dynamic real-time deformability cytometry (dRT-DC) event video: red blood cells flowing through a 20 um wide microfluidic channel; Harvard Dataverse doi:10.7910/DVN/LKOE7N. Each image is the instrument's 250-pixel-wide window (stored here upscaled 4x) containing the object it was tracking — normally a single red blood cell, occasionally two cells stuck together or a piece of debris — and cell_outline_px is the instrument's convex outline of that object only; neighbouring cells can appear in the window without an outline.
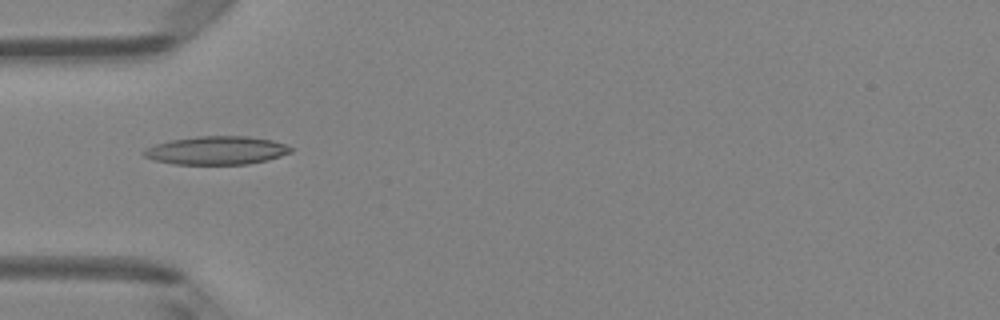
{"species": "Egyptian fruit bat (a non-hibernating species)", "species_latin": "Rousettus aegyptiacus", "temperature_condition": "room temperature", "stored_images_in_passage": 5, "camera_frame_rate_fps": 3000, "um_per_image_px": 0.085, "animal": {"sex": "female"}, "frame": {"image": 1, "passage_image": 5, "time_ms": 4.667, "image_size_px": [1000, 320], "cell_outline_px": [[292, 152], [268, 160], [248, 164], [176, 164], [156, 160], [144, 156], [140, 152], [144, 148], [156, 144], [172, 140], [200, 136], [248, 136], [272, 140], [284, 144], [292, 148]], "centroid_in_image_um": [18.41, 12.78], "position_along_channel_um": 66.6, "area_um2": 24.16}}